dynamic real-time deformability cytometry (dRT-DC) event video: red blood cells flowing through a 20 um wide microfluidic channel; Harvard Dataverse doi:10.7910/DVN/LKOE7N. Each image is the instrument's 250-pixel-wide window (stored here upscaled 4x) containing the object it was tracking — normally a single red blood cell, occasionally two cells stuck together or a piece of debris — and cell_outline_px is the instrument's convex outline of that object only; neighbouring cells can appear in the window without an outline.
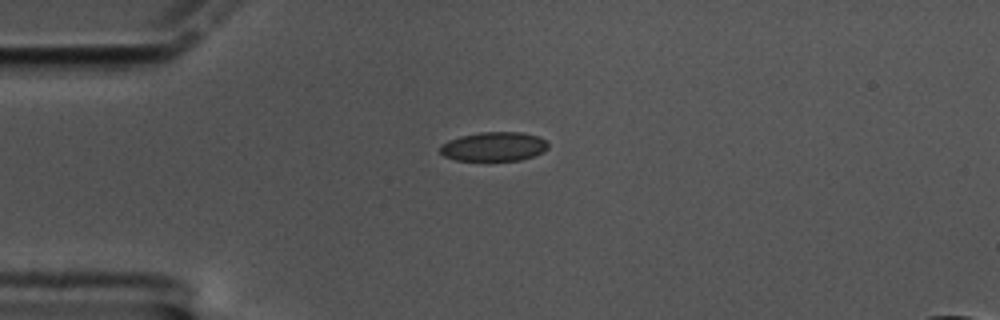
{"species": "common noctule bat (a hibernating species)", "species_latin": "Nyctalus noctula", "temperature_condition": "cold", "stored_images_in_passage": 46, "camera_frame_rate_fps": 3000, "um_per_image_px": 0.085, "animal": {"sex": "male", "body_mass_g": 17.5, "forearm_length_mm": 52.3}, "frame": {"image": 1, "passage_image": 1, "time_ms": 0.0, "image_size_px": [1000, 320], "cell_outline_px": [[548, 148], [544, 152], [520, 160], [456, 160], [444, 156], [440, 152], [440, 148], [448, 140], [460, 136], [480, 132], [524, 132], [540, 136], [548, 144]], "centroid_in_image_um": [42.01, 12.45], "position_along_channel_um": 43.0, "area_um2": 18.32}}
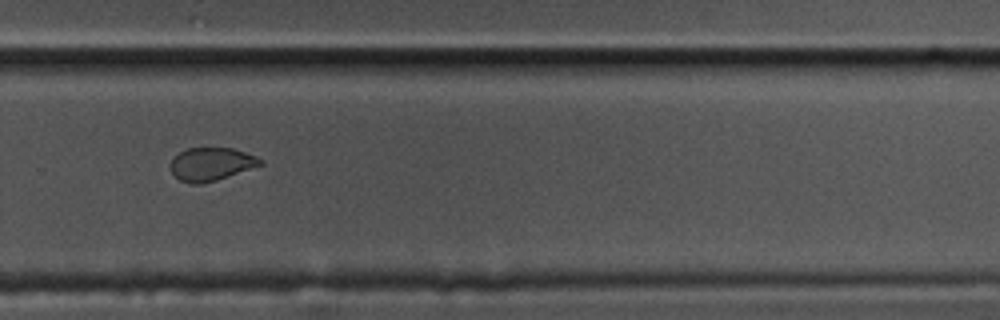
{"frame": {"image": 2, "passage_image": 27, "time_ms": 8.667, "image_size_px": [1000, 320], "cell_outline_px": [[264, 164], [216, 180], [200, 184], [192, 184], [180, 180], [172, 172], [172, 160], [180, 152], [188, 148], [232, 148], [256, 156], [264, 160]], "centroid_in_image_um": [17.99, 13.95], "position_along_channel_um": 311.8, "area_um2": 17.05}}
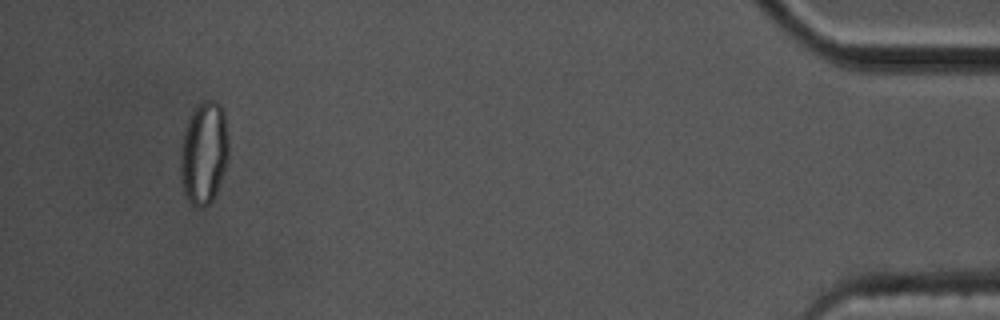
{"frame": {"image": 3, "passage_image": 43, "time_ms": 14.0, "image_size_px": [1000, 320], "cell_outline_px": [[228, 156], [216, 192], [212, 200], [204, 208], [200, 208], [192, 204], [188, 200], [184, 192], [180, 176], [180, 144], [184, 128], [192, 112], [204, 100], [216, 100], [220, 104], [224, 112], [228, 136]], "centroid_in_image_um": [17.31, 12.98], "position_along_channel_um": 417.9, "area_um2": 28.9}, "authors_computed_cell_mechanics": {"area_um2": 18.8428, "velocity_mm_per_s": 3.3365, "shape_relaxation_time_tau1_ms": 4.2951, "shape_relaxation_time_tau2_ms": 2.2137, "deformation_change_tau1": 0.1051, "deformation_change_tau2": 0.0403}}